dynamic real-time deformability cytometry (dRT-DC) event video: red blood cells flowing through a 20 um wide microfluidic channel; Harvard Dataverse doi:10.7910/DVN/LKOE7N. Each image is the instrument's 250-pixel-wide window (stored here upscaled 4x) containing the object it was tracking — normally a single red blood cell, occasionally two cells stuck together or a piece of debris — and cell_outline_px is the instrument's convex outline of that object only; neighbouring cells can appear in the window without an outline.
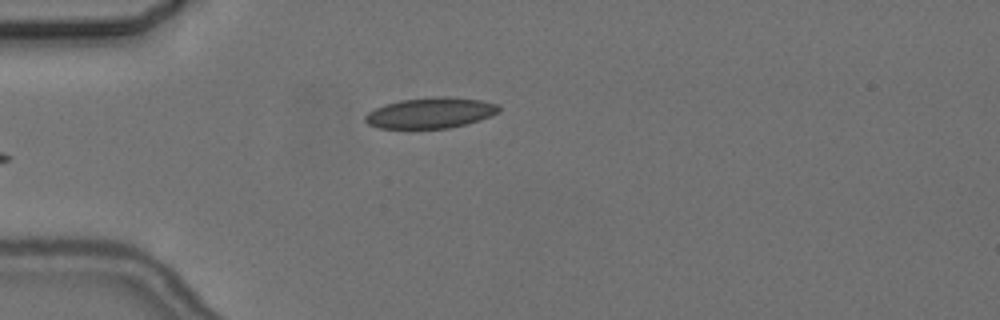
{"species": "common noctule bat (a hibernating species)", "species_latin": "Nyctalus noctula", "temperature_condition": "cold", "stored_images_in_passage": 4, "camera_frame_rate_fps": 3000, "um_per_image_px": 0.085, "animal": {"sex": "female", "body_mass_g": 24.6, "forearm_length_mm": 56.2}, "frame": {"image": 1, "passage_image": 4, "time_ms": 3.667, "image_size_px": [1000, 320], "cell_outline_px": [[500, 112], [492, 116], [480, 120], [448, 128], [380, 128], [368, 124], [364, 120], [364, 116], [368, 112], [384, 104], [400, 100], [440, 96], [448, 96], [480, 100], [496, 104], [500, 108]], "centroid_in_image_um": [36.59, 9.59], "position_along_channel_um": 48.4, "area_um2": 23.87}}